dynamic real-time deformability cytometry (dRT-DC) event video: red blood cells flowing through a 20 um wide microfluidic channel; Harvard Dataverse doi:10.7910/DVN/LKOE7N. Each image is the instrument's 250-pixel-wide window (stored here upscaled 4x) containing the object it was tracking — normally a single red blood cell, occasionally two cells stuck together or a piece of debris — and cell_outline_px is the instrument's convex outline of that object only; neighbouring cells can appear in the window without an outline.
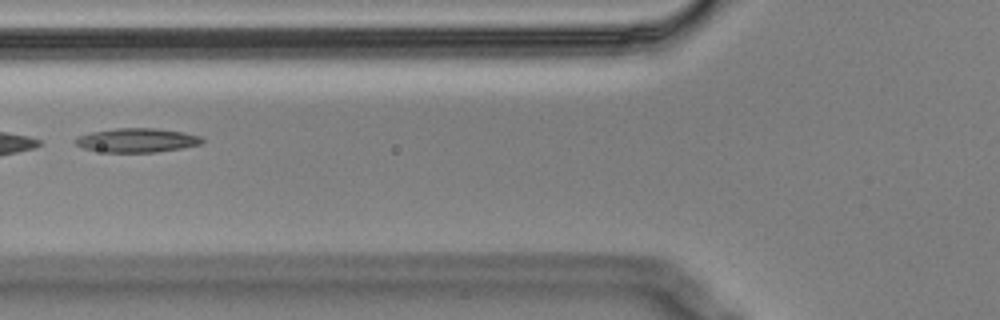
{"species": "Egyptian fruit bat (a non-hibernating species)", "species_latin": "Rousettus aegyptiacus", "temperature_condition": "cold", "stored_images_in_passage": 7, "camera_frame_rate_fps": 3000, "um_per_image_px": 0.085, "animal": {"sex": "male"}, "frame": {"image": 1, "passage_image": 2, "time_ms": 0.333, "image_size_px": [1000, 320], "cell_outline_px": [[204, 144], [184, 148], [156, 152], [104, 152], [80, 148], [72, 140], [76, 136], [92, 132], [116, 128], [156, 128], [184, 132], [200, 136], [204, 140]], "centroid_in_image_um": [11.64, 11.92], "position_along_channel_um": 114.2, "area_um2": 18.09}}
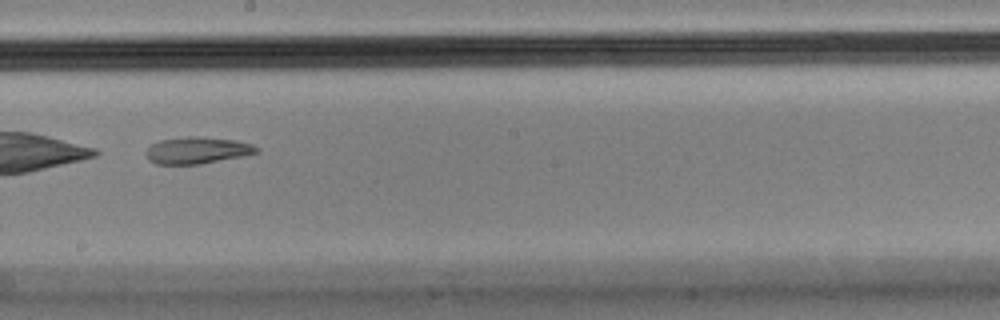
{"frame": {"image": 2, "passage_image": 5, "time_ms": 1.333, "image_size_px": [1000, 320], "cell_outline_px": [[260, 152], [244, 156], [200, 164], [156, 164], [148, 160], [144, 152], [152, 144], [160, 140], [184, 136], [200, 136], [236, 140], [252, 144], [260, 148]], "centroid_in_image_um": [16.78, 12.77], "position_along_channel_um": 231.4, "area_um2": 17.51}}
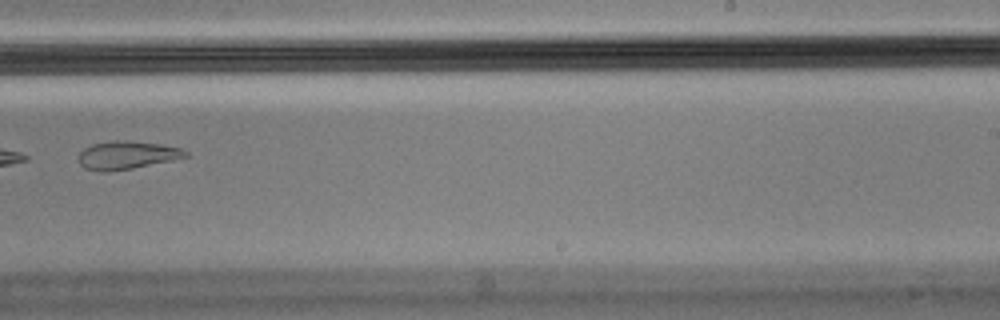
{"frame": {"image": 3, "passage_image": 6, "time_ms": 1.667, "image_size_px": [1000, 320], "cell_outline_px": [[188, 156], [172, 160], [132, 168], [108, 172], [100, 172], [84, 168], [80, 164], [80, 152], [84, 148], [92, 144], [112, 140], [128, 140], [160, 144], [180, 148], [188, 152]], "centroid_in_image_um": [10.76, 13.18], "position_along_channel_um": 278.2, "area_um2": 17.46}}